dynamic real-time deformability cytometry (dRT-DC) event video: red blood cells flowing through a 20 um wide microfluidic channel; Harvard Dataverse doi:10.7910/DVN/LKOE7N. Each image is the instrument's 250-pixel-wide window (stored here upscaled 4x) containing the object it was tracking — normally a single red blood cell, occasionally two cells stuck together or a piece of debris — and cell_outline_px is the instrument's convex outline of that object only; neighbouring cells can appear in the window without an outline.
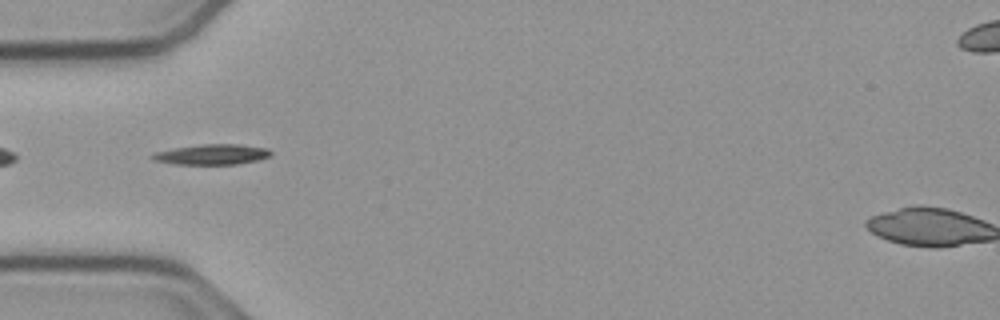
{"species": "common noctule bat (a hibernating species)", "species_latin": "Nyctalus noctula", "temperature_condition": "cold", "stored_images_in_passage": 39, "camera_frame_rate_fps": 3000, "um_per_image_px": 0.085, "animal": {"sex": "male", "body_mass_g": 23.1, "forearm_length_mm": 52.7}, "frame": {"image": 1, "passage_image": 2, "time_ms": 0.333, "image_size_px": [1000, 320], "cell_outline_px": [[272, 152], [268, 156], [256, 160], [236, 164], [176, 164], [156, 160], [148, 156], [152, 152], [172, 148], [204, 144], [240, 144], [268, 148]], "centroid_in_image_um": [17.97, 13.11], "position_along_channel_um": 67.0, "area_um2": 13.99}}
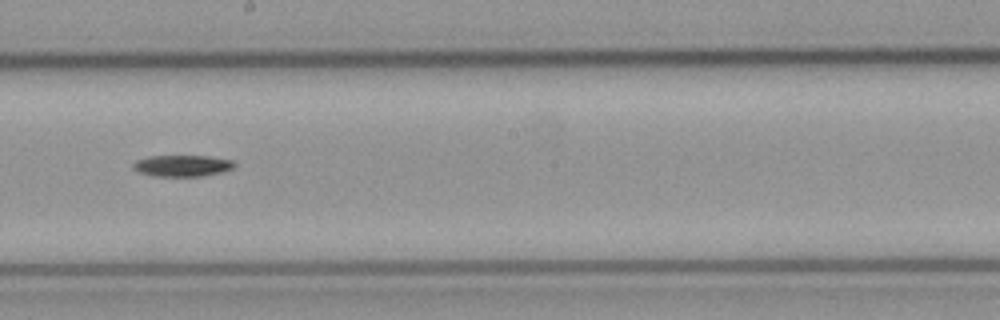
{"frame": {"image": 2, "passage_image": 15, "time_ms": 4.667, "image_size_px": [1000, 320], "cell_outline_px": [[236, 164], [232, 168], [224, 172], [204, 176], [152, 176], [136, 172], [132, 168], [132, 164], [136, 160], [148, 156], [208, 156], [232, 160]], "centroid_in_image_um": [15.46, 14.09], "position_along_channel_um": 232.7, "area_um2": 12.83}}
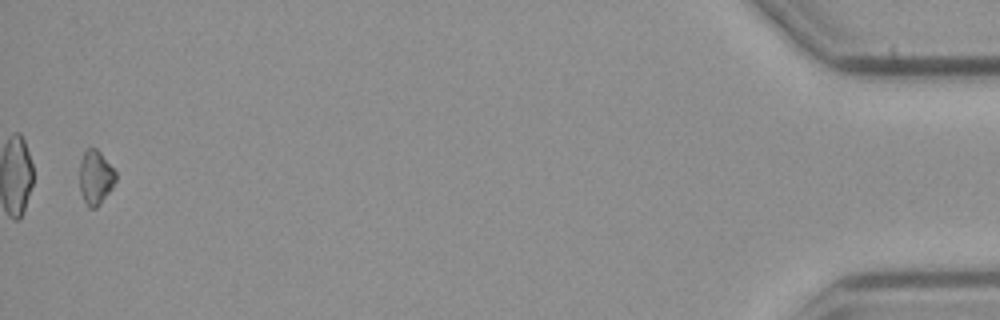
{"frame": {"image": 3, "passage_image": 38, "time_ms": 12.333, "image_size_px": [1000, 320], "cell_outline_px": [[116, 180], [112, 188], [96, 208], [88, 208], [80, 192], [80, 160], [84, 152], [88, 148], [96, 148], [100, 152], [116, 172]], "centroid_in_image_um": [8.11, 15.08], "position_along_channel_um": 427.1, "area_um2": 11.33}, "authors_computed_cell_mechanics": {"area_um2": 12.3114, "velocity_mm_per_s": 3.7955, "shape_relaxation_time_tau1_ms": 5.7444, "shape_relaxation_time_tau2_ms": null, "deformation_change_tau1": 0.1046, "deformation_change_tau2": null}}